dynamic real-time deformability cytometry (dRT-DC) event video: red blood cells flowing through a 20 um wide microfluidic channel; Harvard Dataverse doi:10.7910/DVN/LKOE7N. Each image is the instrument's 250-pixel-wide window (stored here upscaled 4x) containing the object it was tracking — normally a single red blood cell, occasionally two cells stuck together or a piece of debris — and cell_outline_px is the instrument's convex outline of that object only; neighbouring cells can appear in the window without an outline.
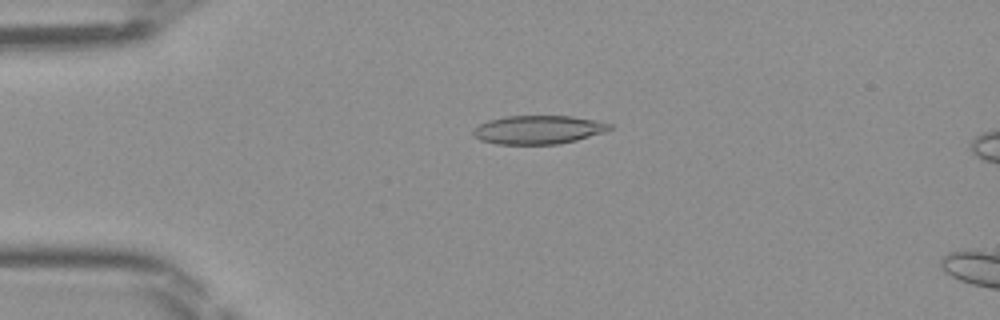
{"species": "Egyptian fruit bat (a non-hibernating species)", "species_latin": "Rousettus aegyptiacus", "temperature_condition": "room temperature", "stored_images_in_passage": 15, "camera_frame_rate_fps": 3000, "um_per_image_px": 0.085, "frame": {"image": 1, "passage_image": 11, "time_ms": 3.333, "image_size_px": [1000, 320], "cell_outline_px": [[612, 128], [604, 132], [576, 140], [560, 144], [496, 144], [480, 140], [472, 132], [480, 124], [488, 120], [504, 116], [572, 116], [612, 124]], "centroid_in_image_um": [45.75, 11.03], "position_along_channel_um": 39.3, "area_um2": 22.54}}